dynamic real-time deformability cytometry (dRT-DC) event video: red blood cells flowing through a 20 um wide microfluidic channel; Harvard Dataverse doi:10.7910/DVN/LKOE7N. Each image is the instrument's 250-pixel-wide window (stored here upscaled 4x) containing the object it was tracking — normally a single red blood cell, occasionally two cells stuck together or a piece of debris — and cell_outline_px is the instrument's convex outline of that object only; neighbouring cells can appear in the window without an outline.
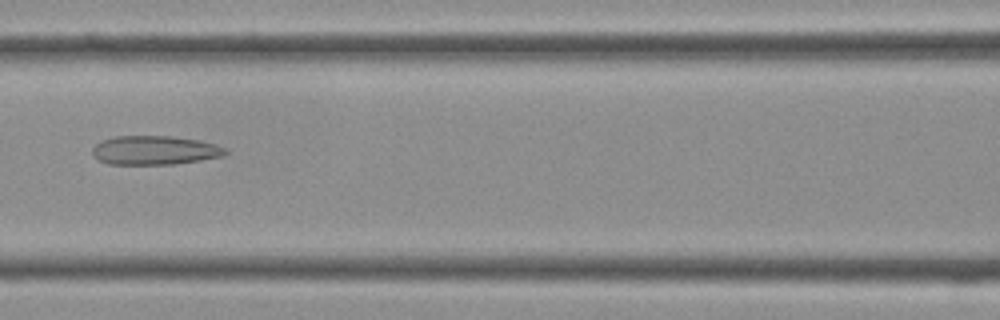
{"species": "Egyptian fruit bat (a non-hibernating species)", "species_latin": "Rousettus aegyptiacus", "temperature_condition": "cold", "stored_images_in_passage": 42, "camera_frame_rate_fps": 3000, "um_per_image_px": 0.085, "frame": {"image": 1, "passage_image": 18, "time_ms": 5.667, "image_size_px": [1000, 320], "cell_outline_px": [[228, 152], [224, 156], [200, 160], [172, 164], [108, 164], [92, 156], [92, 148], [96, 144], [104, 140], [116, 136], [172, 136], [200, 140], [216, 144], [228, 148]], "centroid_in_image_um": [13.19, 12.77], "position_along_channel_um": 153.4, "area_um2": 22.54}}
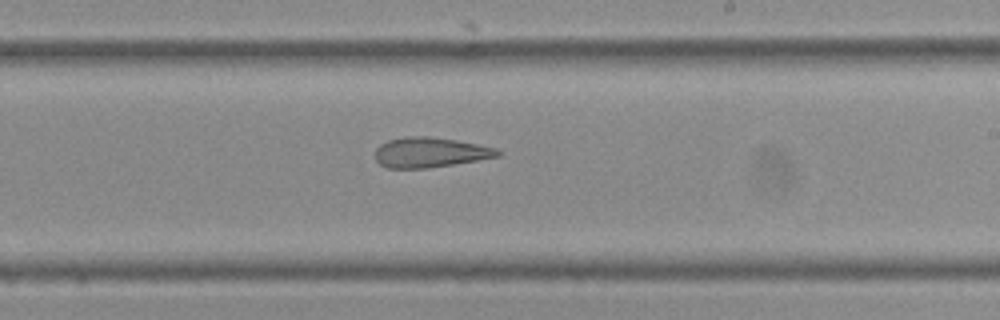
{"frame": {"image": 2, "passage_image": 24, "time_ms": 7.667, "image_size_px": [1000, 320], "cell_outline_px": [[504, 152], [500, 156], [428, 168], [388, 168], [380, 164], [376, 160], [376, 148], [380, 144], [388, 140], [404, 136], [428, 136], [456, 140], [496, 148]], "centroid_in_image_um": [36.55, 12.94], "position_along_channel_um": 252.5, "area_um2": 21.39}}
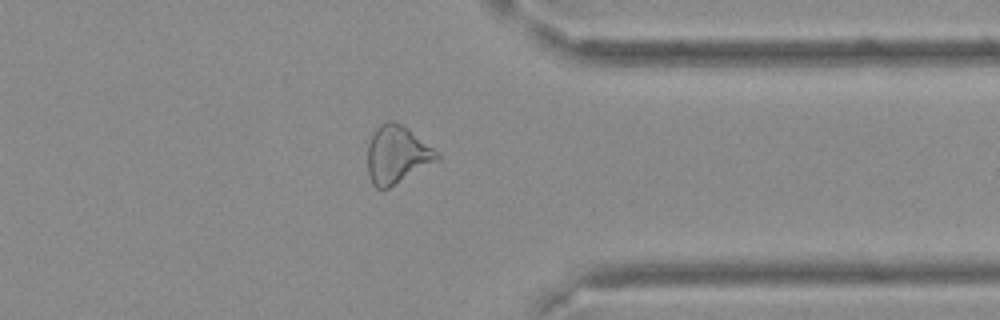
{"frame": {"image": 3, "passage_image": 32, "time_ms": 10.333, "image_size_px": [1000, 320], "cell_outline_px": [[440, 156], [436, 160], [388, 188], [376, 188], [372, 184], [368, 176], [368, 144], [372, 132], [384, 120], [392, 120], [408, 128], [432, 148]], "centroid_in_image_um": [33.67, 13.11], "position_along_channel_um": 377.7, "area_um2": 22.89}}